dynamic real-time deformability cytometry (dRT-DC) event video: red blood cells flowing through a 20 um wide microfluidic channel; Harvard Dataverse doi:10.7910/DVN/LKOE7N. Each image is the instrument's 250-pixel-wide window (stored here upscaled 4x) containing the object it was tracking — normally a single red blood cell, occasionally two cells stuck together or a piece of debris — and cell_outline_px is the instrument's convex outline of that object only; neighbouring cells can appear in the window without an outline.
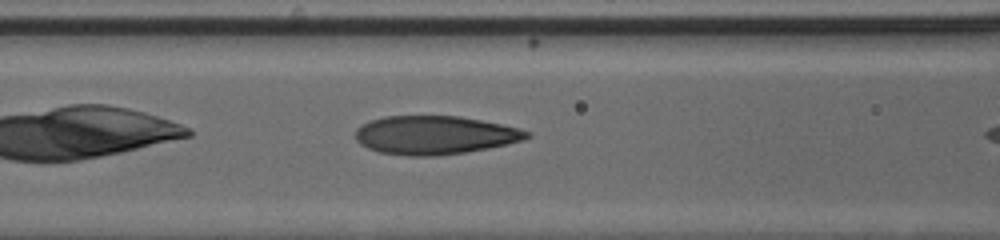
{"species": "human", "species_latin": "Homo sapiens", "temperature_condition": "cold", "stored_images_in_passage": 15, "camera_frame_rate_fps": 3000, "um_per_image_px": 0.085, "donor": {"sex": "male"}, "frame": {"image": 1, "passage_image": 7, "time_ms": 2.0, "image_size_px": [1000, 240], "cell_outline_px": [[532, 136], [524, 140], [508, 144], [488, 148], [464, 152], [436, 156], [408, 156], [380, 152], [368, 148], [360, 144], [356, 140], [356, 128], [372, 120], [384, 116], [460, 116], [520, 128], [532, 132]], "centroid_in_image_um": [36.99, 11.48], "position_along_channel_um": 129.6, "area_um2": 38.49}}
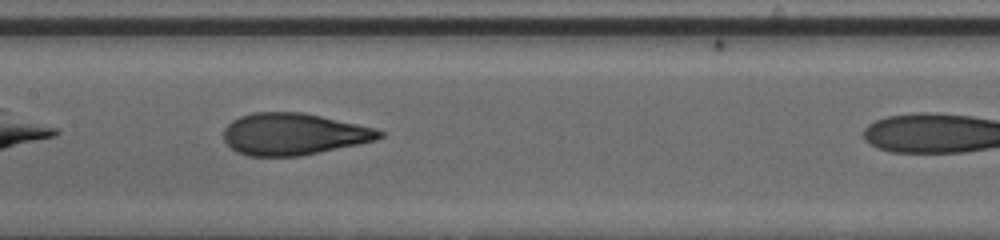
{"frame": {"image": 2, "passage_image": 11, "time_ms": 3.333, "image_size_px": [1000, 240], "cell_outline_px": [[384, 136], [376, 140], [360, 144], [300, 156], [248, 156], [236, 152], [224, 140], [224, 128], [232, 120], [240, 116], [252, 112], [304, 112], [376, 128], [384, 132]], "centroid_in_image_um": [24.97, 11.39], "position_along_channel_um": 182.4, "area_um2": 38.15}}